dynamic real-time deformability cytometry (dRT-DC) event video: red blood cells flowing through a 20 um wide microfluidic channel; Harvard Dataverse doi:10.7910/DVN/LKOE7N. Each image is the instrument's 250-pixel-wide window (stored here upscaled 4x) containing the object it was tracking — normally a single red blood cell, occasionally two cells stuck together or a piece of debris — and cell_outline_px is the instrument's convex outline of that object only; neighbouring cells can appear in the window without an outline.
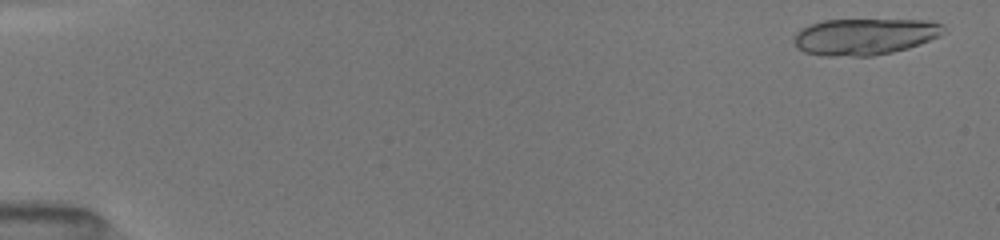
{"species": "common noctule bat (a hibernating species)", "species_latin": "Nyctalus noctula", "temperature_condition": "room temperature", "stored_images_in_passage": 14, "camera_frame_rate_fps": 3000, "um_per_image_px": 0.085, "animal": {"sex": "female", "body_mass_g": 19.5, "forearm_length_mm": 54.1}, "frame": {"image": 1, "passage_image": 1, "time_ms": 0.0, "image_size_px": [1000, 240], "cell_outline_px": [[948, 32], [940, 36], [920, 44], [908, 48], [892, 52], [872, 56], [820, 56], [804, 52], [796, 48], [792, 40], [796, 32], [808, 24], [824, 20], [932, 20], [944, 24]], "centroid_in_image_um": [73.51, 3.11], "position_along_channel_um": 11.5, "area_um2": 32.43}}